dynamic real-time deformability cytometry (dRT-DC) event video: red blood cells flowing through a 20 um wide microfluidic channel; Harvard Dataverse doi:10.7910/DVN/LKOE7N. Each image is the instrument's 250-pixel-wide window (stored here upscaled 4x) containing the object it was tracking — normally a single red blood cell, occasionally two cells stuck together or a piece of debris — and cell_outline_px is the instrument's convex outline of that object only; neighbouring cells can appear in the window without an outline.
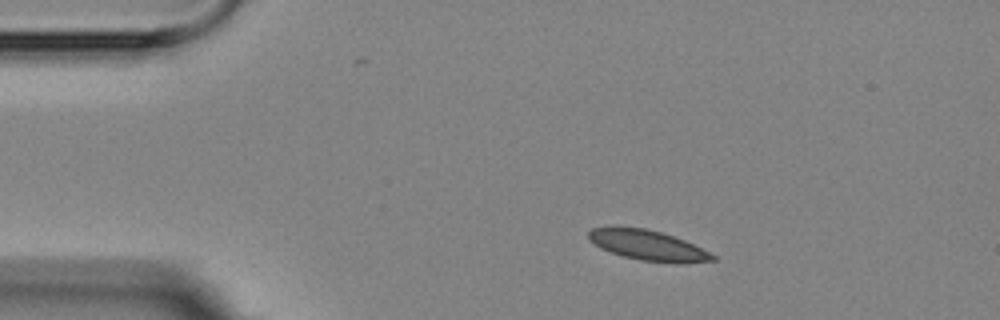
{"species": "Egyptian fruit bat (a non-hibernating species)", "species_latin": "Rousettus aegyptiacus", "temperature_condition": "room temperature", "stored_images_in_passage": 5, "camera_frame_rate_fps": 3000, "um_per_image_px": 0.085, "animal": {"sex": "female"}, "frame": {"image": 1, "passage_image": 2, "time_ms": 1.0, "image_size_px": [1000, 320], "cell_outline_px": [[716, 260], [640, 260], [624, 256], [600, 248], [588, 240], [588, 232], [592, 228], [644, 228], [660, 232], [684, 240], [716, 256]], "centroid_in_image_um": [54.94, 20.8], "position_along_channel_um": 30.1, "area_um2": 20.29}}
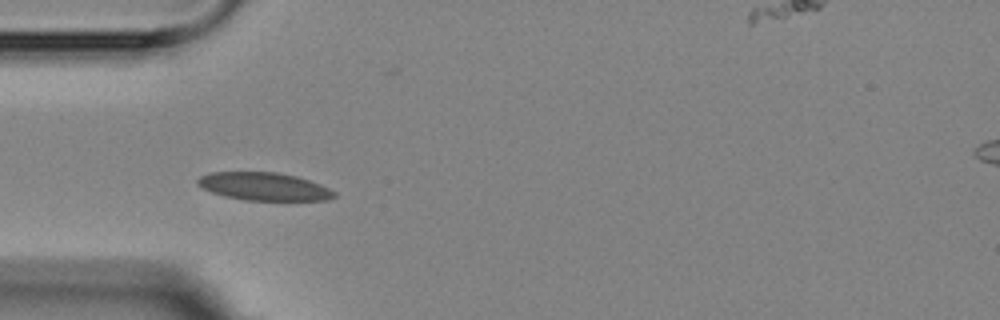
{"frame": {"image": 2, "passage_image": 4, "time_ms": 3.333, "image_size_px": [1000, 320], "cell_outline_px": [[336, 196], [328, 200], [244, 200], [224, 196], [212, 192], [196, 184], [196, 180], [200, 176], [208, 172], [276, 172], [296, 176], [320, 184], [336, 192]], "centroid_in_image_um": [22.42, 15.85], "position_along_channel_um": 62.6, "area_um2": 22.2}}
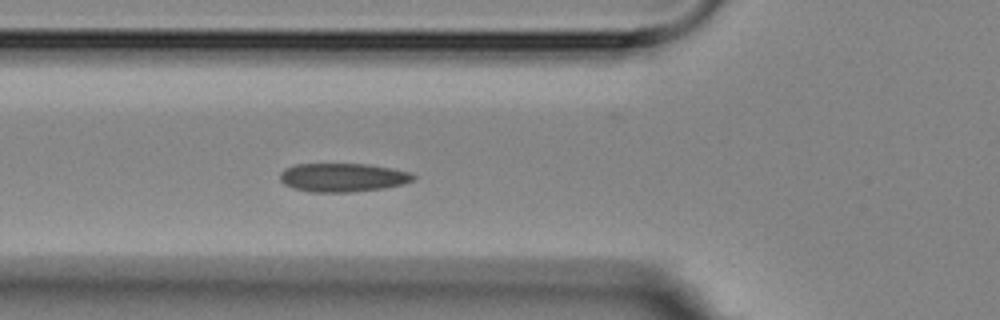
{"frame": {"image": 3, "passage_image": 5, "time_ms": 4.333, "image_size_px": [1000, 320], "cell_outline_px": [[416, 176], [412, 180], [404, 184], [384, 188], [352, 192], [308, 192], [284, 184], [280, 180], [280, 172], [284, 168], [296, 164], [368, 164], [392, 168], [412, 172]], "centroid_in_image_um": [29.15, 15.08], "position_along_channel_um": 96.7, "area_um2": 22.37}}